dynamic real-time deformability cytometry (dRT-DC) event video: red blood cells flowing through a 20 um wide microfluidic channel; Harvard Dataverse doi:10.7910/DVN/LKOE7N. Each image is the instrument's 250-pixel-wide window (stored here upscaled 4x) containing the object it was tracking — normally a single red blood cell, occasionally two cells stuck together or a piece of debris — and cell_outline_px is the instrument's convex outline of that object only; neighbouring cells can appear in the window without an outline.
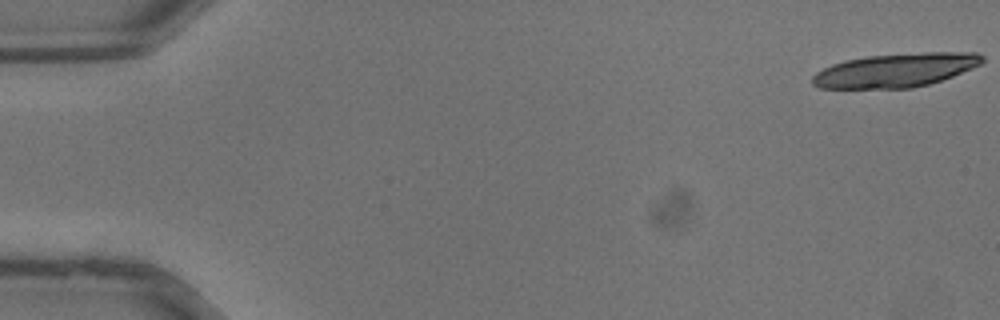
{"species": "common noctule bat (a hibernating species)", "species_latin": "Nyctalus noctula", "temperature_condition": "warm", "stored_images_in_passage": 15, "camera_frame_rate_fps": 3000, "um_per_image_px": 0.085, "animal": {"sex": "male", "body_mass_g": 13.3}, "frame": {"image": 1, "passage_image": 1, "time_ms": 0.0, "image_size_px": [1000, 320], "cell_outline_px": [[984, 60], [980, 64], [972, 68], [952, 76], [928, 84], [912, 88], [820, 88], [812, 84], [812, 76], [816, 72], [832, 64], [844, 60], [868, 56], [924, 52], [976, 52], [984, 56]], "centroid_in_image_um": [76.12, 5.96], "position_along_channel_um": 8.9, "area_um2": 33.35}}